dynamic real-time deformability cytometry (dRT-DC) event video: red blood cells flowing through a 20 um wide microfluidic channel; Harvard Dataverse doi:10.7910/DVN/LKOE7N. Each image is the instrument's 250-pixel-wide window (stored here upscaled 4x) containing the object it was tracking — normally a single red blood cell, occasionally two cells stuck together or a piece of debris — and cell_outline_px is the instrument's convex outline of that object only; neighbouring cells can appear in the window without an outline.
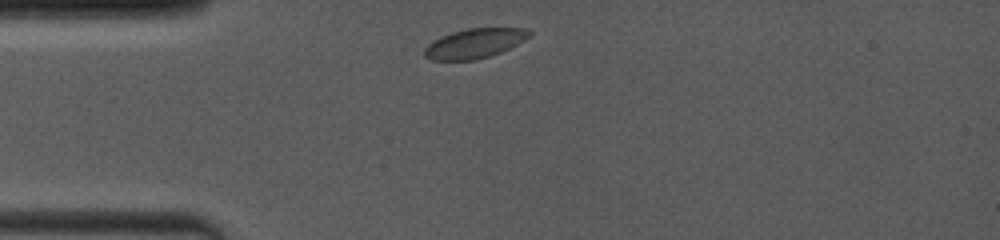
{"species": "common noctule bat (a hibernating species)", "species_latin": "Nyctalus noctula", "temperature_condition": "room temperature", "stored_images_in_passage": 15, "camera_frame_rate_fps": 4000, "um_per_image_px": 0.085, "animal": {"sex": "female", "body_mass_g": 19.0, "forearm_length_mm": 53.3}, "frame": {"image": 1, "passage_image": 1, "time_ms": 0.0, "image_size_px": [1000, 240], "cell_outline_px": [[532, 32], [524, 40], [500, 52], [476, 60], [432, 60], [424, 56], [424, 48], [432, 40], [440, 36], [452, 32], [468, 28], [528, 28]], "centroid_in_image_um": [40.3, 3.68], "position_along_channel_um": 44.7, "area_um2": 18.03}}
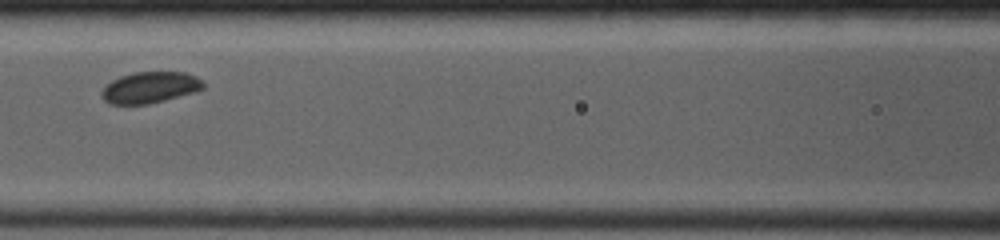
{"frame": {"image": 2, "passage_image": 9, "time_ms": 3.25, "image_size_px": [1000, 240], "cell_outline_px": [[204, 88], [196, 92], [148, 104], [108, 104], [100, 96], [100, 92], [112, 80], [120, 76], [132, 72], [184, 72], [196, 76], [204, 84]], "centroid_in_image_um": [12.73, 7.43], "position_along_channel_um": 153.9, "area_um2": 18.55}}
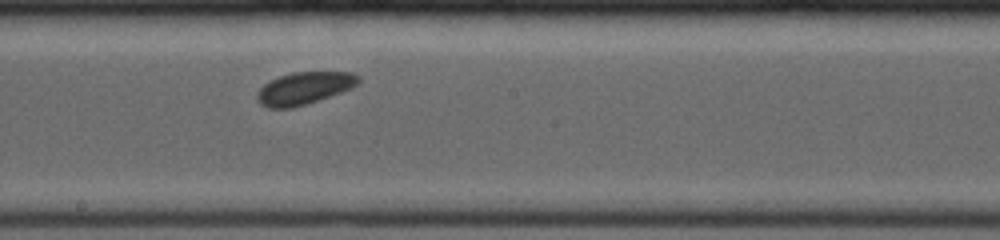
{"frame": {"image": 3, "passage_image": 13, "time_ms": 5.0, "image_size_px": [1000, 240], "cell_outline_px": [[360, 80], [352, 88], [292, 108], [268, 108], [260, 104], [256, 100], [256, 92], [264, 84], [280, 76], [292, 72], [352, 72], [360, 76]], "centroid_in_image_um": [25.82, 7.49], "position_along_channel_um": 222.4, "area_um2": 18.9}}